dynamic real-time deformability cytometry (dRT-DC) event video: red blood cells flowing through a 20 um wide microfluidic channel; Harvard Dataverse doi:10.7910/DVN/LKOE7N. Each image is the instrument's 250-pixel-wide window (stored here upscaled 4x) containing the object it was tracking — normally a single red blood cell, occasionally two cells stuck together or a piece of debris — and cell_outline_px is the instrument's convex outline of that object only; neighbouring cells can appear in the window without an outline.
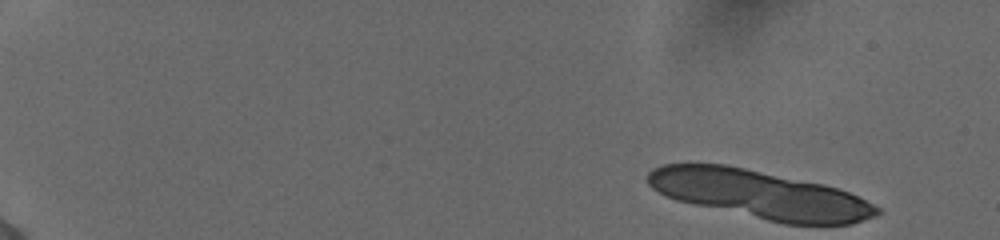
{"species": "human", "species_latin": "Homo sapiens", "temperature_condition": "cold", "stored_images_in_passage": 14, "camera_frame_rate_fps": 3000, "um_per_image_px": 0.085, "donor": {"sex": "female"}, "frame": {"image": 1, "passage_image": 1, "time_ms": 0.0, "image_size_px": [1000, 240], "cell_outline_px": [[880, 212], [876, 216], [852, 224], [784, 224], [676, 200], [664, 196], [652, 188], [648, 184], [648, 172], [652, 168], [664, 164], [724, 164], [824, 184], [848, 192], [880, 208]], "centroid_in_image_um": [64.56, 16.53], "position_along_channel_um": 20.4, "area_um2": 64.04}}